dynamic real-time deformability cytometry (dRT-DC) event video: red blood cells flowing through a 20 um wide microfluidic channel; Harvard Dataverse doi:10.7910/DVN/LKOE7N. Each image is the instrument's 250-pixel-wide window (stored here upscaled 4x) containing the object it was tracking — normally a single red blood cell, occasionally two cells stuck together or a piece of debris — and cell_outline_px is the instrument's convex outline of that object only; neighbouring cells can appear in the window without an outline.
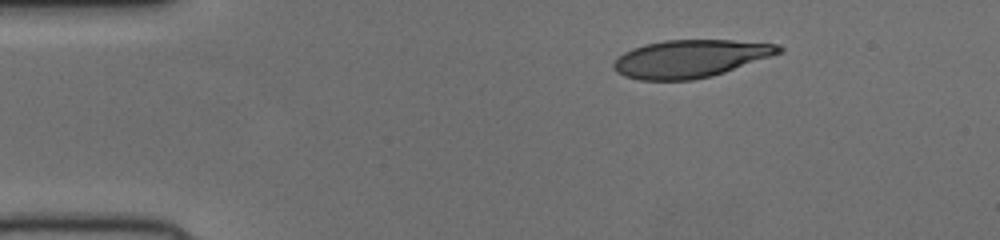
{"species": "human", "species_latin": "Homo sapiens", "temperature_condition": "cold", "stored_images_in_passage": 44, "camera_frame_rate_fps": 3000, "um_per_image_px": 0.085, "donor": {"sex": "female"}, "frame": {"image": 1, "passage_image": 1, "time_ms": 0.0, "image_size_px": [1000, 240], "cell_outline_px": [[784, 52], [712, 76], [692, 80], [640, 80], [624, 76], [616, 72], [612, 68], [612, 64], [624, 52], [632, 48], [644, 44], [664, 40], [732, 40], [780, 44], [784, 48]], "centroid_in_image_um": [58.69, 4.98], "position_along_channel_um": 26.3, "area_um2": 36.41}}
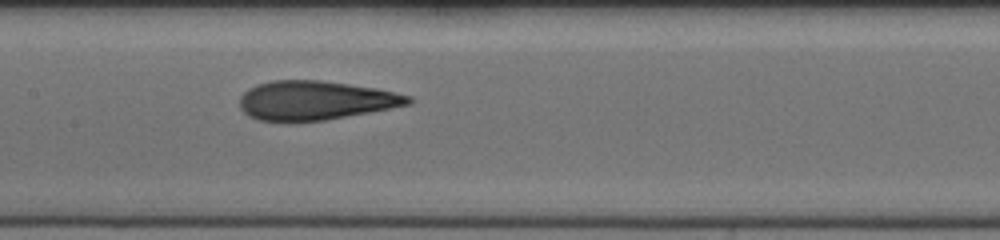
{"frame": {"image": 2, "passage_image": 18, "time_ms": 5.667, "image_size_px": [1000, 240], "cell_outline_px": [[412, 104], [324, 120], [260, 120], [248, 116], [240, 108], [240, 96], [248, 88], [256, 84], [272, 80], [320, 80], [376, 88], [412, 96]], "centroid_in_image_um": [26.8, 8.51], "position_along_channel_um": 180.6, "area_um2": 37.97}}
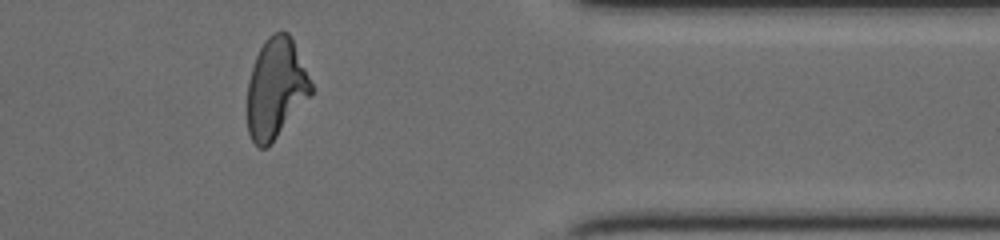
{"frame": {"image": 3, "passage_image": 35, "time_ms": 11.333, "image_size_px": [1000, 240], "cell_outline_px": [[312, 92], [268, 148], [260, 148], [252, 140], [248, 132], [248, 80], [256, 56], [264, 40], [272, 32], [288, 32], [292, 40], [312, 84]], "centroid_in_image_um": [23.42, 7.51], "position_along_channel_um": 388.0, "area_um2": 36.47}}